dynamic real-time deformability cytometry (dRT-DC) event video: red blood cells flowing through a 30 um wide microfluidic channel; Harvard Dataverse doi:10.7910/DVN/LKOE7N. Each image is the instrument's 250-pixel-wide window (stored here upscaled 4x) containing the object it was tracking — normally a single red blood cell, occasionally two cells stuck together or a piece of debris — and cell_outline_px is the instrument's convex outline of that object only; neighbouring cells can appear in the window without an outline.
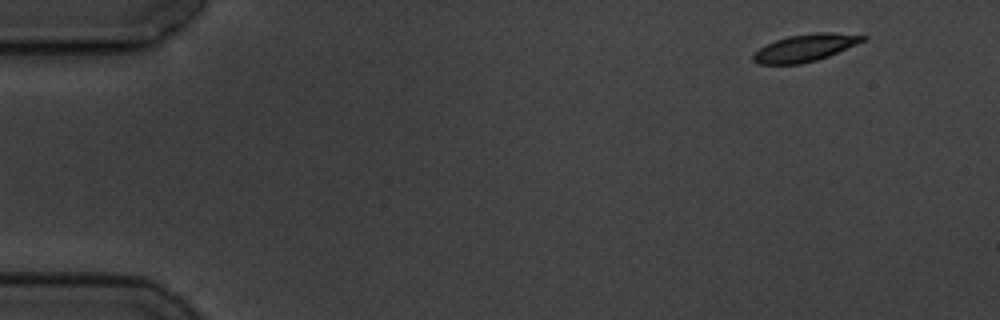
{"species": "common noctule bat (a hibernating species)", "species_latin": "Nyctalus noctula", "temperature_condition": "cold", "stored_images_in_passage": 5, "camera_frame_rate_fps": 3000, "um_per_image_px": 0.085, "animal": {"sex": "male", "body_mass_g": 19.5, "forearm_length_mm": 54.6}, "frame": {"image": 1, "passage_image": 1, "time_ms": 0.0, "image_size_px": [1000, 320], "cell_outline_px": [[868, 40], [828, 56], [816, 60], [800, 64], [756, 64], [752, 60], [752, 52], [776, 40], [788, 36], [816, 32], [832, 32], [868, 36]], "centroid_in_image_um": [68.45, 4.06], "position_along_channel_um": 16.6, "area_um2": 17.51}}